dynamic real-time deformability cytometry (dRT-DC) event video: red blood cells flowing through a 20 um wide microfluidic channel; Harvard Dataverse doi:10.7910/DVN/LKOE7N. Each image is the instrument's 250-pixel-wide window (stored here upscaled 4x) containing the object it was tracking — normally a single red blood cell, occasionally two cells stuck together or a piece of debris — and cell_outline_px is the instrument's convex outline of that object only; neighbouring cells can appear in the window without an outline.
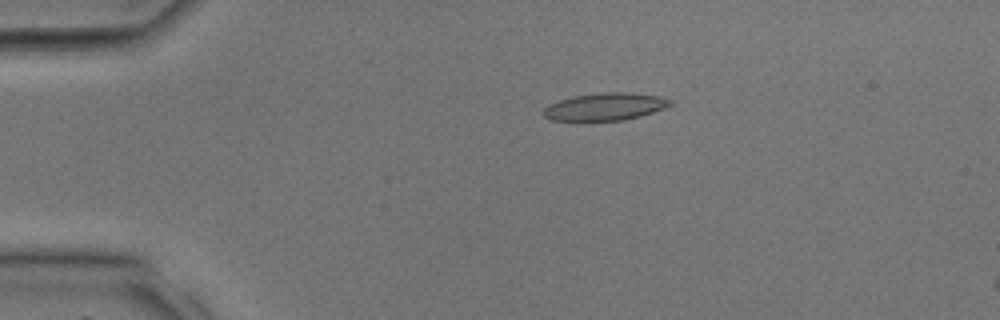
{"species": "common noctule bat (a hibernating species)", "species_latin": "Nyctalus noctula", "temperature_condition": "room temperature", "stored_images_in_passage": 31, "camera_frame_rate_fps": 3000, "um_per_image_px": 0.085, "animal": {"sex": "male", "body_mass_g": 17.9, "forearm_length_mm": 54.2}, "frame": {"image": 1, "passage_image": 4, "time_ms": 1.0, "image_size_px": [1000, 320], "cell_outline_px": [[672, 104], [664, 108], [640, 116], [624, 120], [552, 120], [544, 116], [540, 112], [548, 104], [572, 96], [600, 92], [628, 92], [656, 96], [672, 100]], "centroid_in_image_um": [51.39, 9.06], "position_along_channel_um": 33.6, "area_um2": 20.17}}
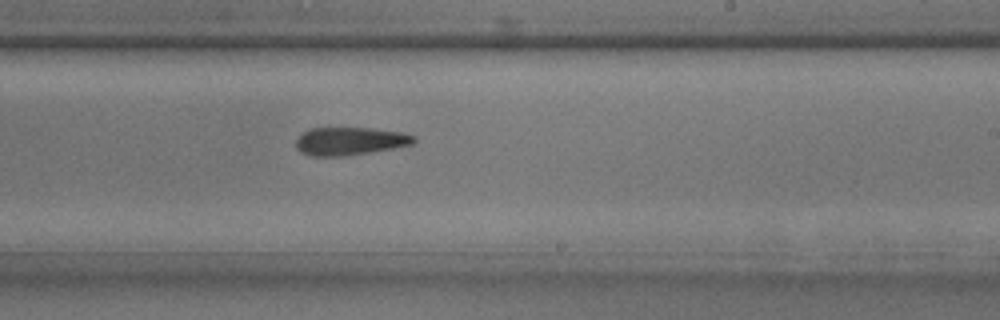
{"frame": {"image": 2, "passage_image": 18, "time_ms": 5.667, "image_size_px": [1000, 320], "cell_outline_px": [[416, 140], [412, 144], [392, 148], [344, 156], [312, 156], [300, 152], [296, 148], [296, 140], [304, 132], [312, 128], [372, 128], [404, 132], [416, 136]], "centroid_in_image_um": [29.76, 11.99], "position_along_channel_um": 259.2, "area_um2": 19.13}}
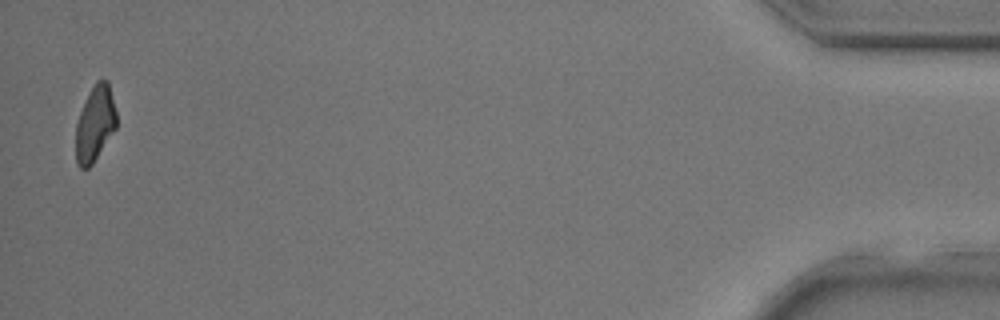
{"frame": {"image": 3, "passage_image": 31, "time_ms": 10.0, "image_size_px": [1000, 320], "cell_outline_px": [[116, 128], [92, 164], [88, 168], [80, 168], [76, 164], [76, 124], [80, 112], [96, 80], [108, 80], [116, 112]], "centroid_in_image_um": [8.07, 10.53], "position_along_channel_um": 427.1, "area_um2": 17.63}}